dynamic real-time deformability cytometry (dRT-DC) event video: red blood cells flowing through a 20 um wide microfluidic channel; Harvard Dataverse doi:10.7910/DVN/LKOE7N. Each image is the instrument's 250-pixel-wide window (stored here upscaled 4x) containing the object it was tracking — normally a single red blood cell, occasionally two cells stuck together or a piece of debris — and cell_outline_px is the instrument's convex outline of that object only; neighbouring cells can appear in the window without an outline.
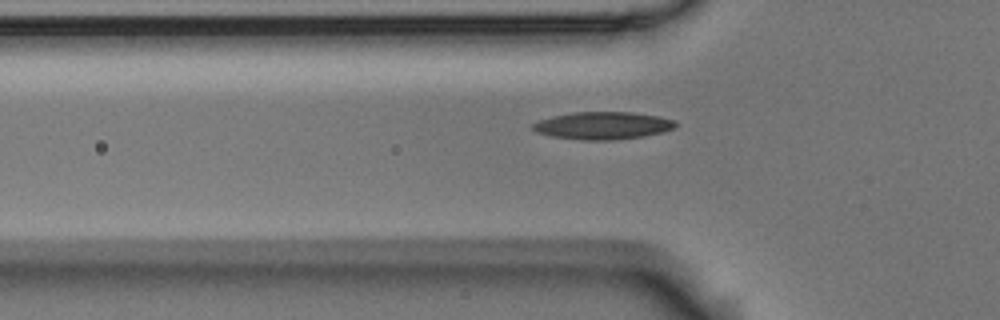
{"species": "Egyptian fruit bat (a non-hibernating species)", "species_latin": "Rousettus aegyptiacus", "temperature_condition": "room temperature", "stored_images_in_passage": 39, "camera_frame_rate_fps": 3000, "um_per_image_px": 0.085, "animal": {"sex": "male"}, "frame": {"image": 1, "passage_image": 4, "time_ms": 1.0, "image_size_px": [1000, 320], "cell_outline_px": [[676, 124], [672, 128], [664, 132], [644, 136], [616, 140], [580, 140], [552, 136], [536, 132], [532, 128], [532, 124], [540, 120], [552, 116], [572, 112], [632, 112], [660, 116], [676, 120]], "centroid_in_image_um": [51.25, 10.67], "position_along_channel_um": 74.5, "area_um2": 23.0}}
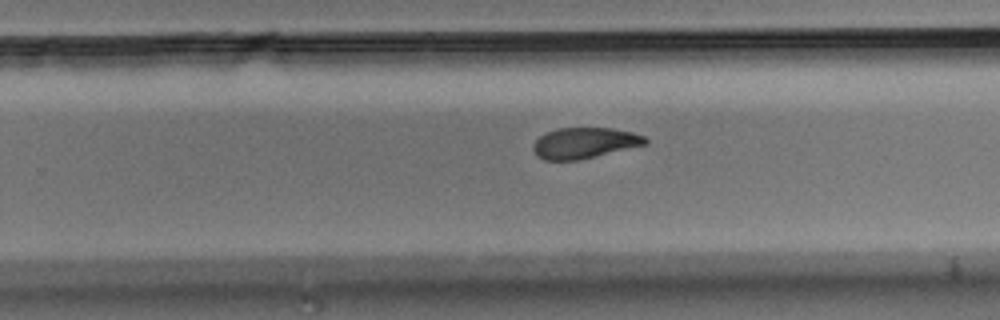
{"frame": {"image": 2, "passage_image": 21, "time_ms": 6.667, "image_size_px": [1000, 320], "cell_outline_px": [[648, 144], [576, 160], [544, 160], [536, 156], [532, 148], [532, 144], [540, 136], [556, 128], [612, 128], [632, 132], [644, 136], [648, 140]], "centroid_in_image_um": [49.66, 12.15], "position_along_channel_um": 280.1, "area_um2": 20.06}}
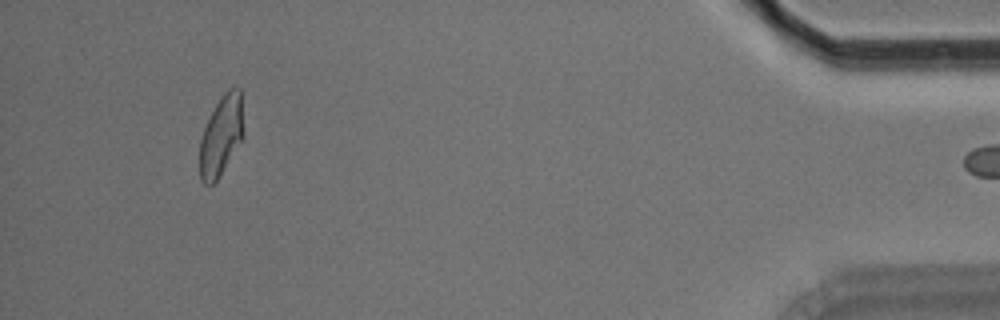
{"frame": {"image": 3, "passage_image": 38, "time_ms": 12.333, "image_size_px": [1000, 320], "cell_outline_px": [[244, 136], [216, 180], [212, 184], [204, 184], [200, 180], [200, 140], [204, 128], [216, 104], [224, 92], [232, 84], [240, 88], [244, 132]], "centroid_in_image_um": [18.82, 11.48], "position_along_channel_um": 416.4, "area_um2": 20.29}}